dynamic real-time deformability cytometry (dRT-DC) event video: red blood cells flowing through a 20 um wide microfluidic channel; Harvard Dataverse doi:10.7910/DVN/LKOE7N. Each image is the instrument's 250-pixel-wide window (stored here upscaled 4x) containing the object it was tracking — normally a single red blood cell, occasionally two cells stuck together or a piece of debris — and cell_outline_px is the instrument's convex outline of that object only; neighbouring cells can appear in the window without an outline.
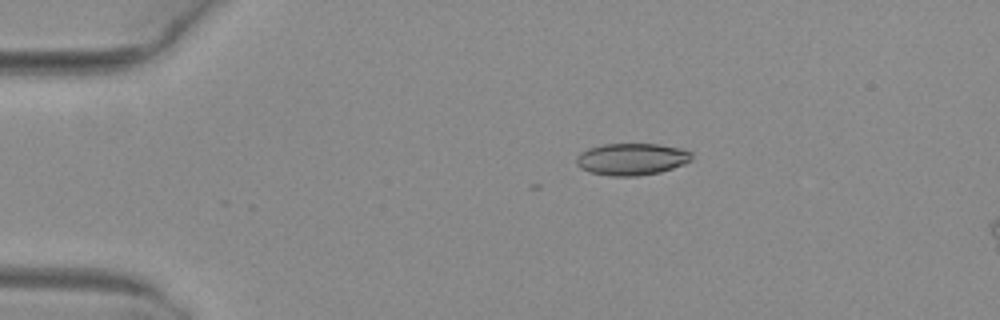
{"species": "common noctule bat (a hibernating species)", "species_latin": "Nyctalus noctula", "temperature_condition": "warm", "stored_images_in_passage": 3, "segment_of_instrument_passage": [1, 2], "camera_frame_rate_fps": 3000, "um_per_image_px": 0.085, "animal": {"sex": "female", "body_mass_g": 29.2, "forearm_length_mm": 56.3}, "frame": {"image": 1, "passage_image": 1, "time_ms": 0.0, "image_size_px": [1000, 320], "cell_outline_px": [[692, 160], [684, 164], [660, 172], [636, 176], [608, 176], [588, 172], [580, 168], [576, 164], [576, 156], [580, 152], [588, 148], [604, 144], [660, 144], [684, 148], [692, 152]], "centroid_in_image_um": [53.69, 13.52], "position_along_channel_um": 31.3, "area_um2": 21.79}}